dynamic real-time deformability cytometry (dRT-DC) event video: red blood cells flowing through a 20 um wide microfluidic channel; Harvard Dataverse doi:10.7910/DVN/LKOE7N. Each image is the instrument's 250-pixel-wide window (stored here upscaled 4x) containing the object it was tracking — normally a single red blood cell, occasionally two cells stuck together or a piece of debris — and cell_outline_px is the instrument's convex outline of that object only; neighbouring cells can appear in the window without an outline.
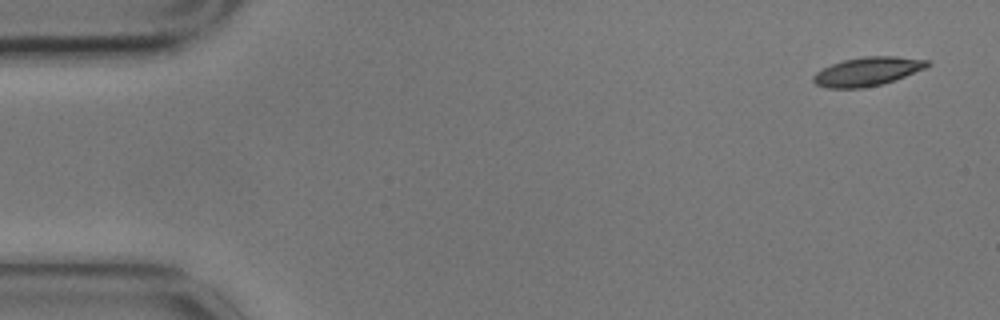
{"species": "common noctule bat (a hibernating species)", "species_latin": "Nyctalus noctula", "temperature_condition": "cold", "stored_images_in_passage": 7, "camera_frame_rate_fps": 3000, "um_per_image_px": 0.085, "animal": {"sex": "male", "body_mass_g": 17.9}, "frame": {"image": 1, "passage_image": 1, "time_ms": 0.0, "image_size_px": [1000, 320], "cell_outline_px": [[932, 64], [924, 68], [904, 76], [880, 84], [864, 88], [828, 88], [816, 84], [812, 80], [812, 76], [816, 72], [832, 64], [844, 60], [864, 56], [896, 56], [932, 60]], "centroid_in_image_um": [73.74, 6.06], "position_along_channel_um": 11.3, "area_um2": 18.96}}
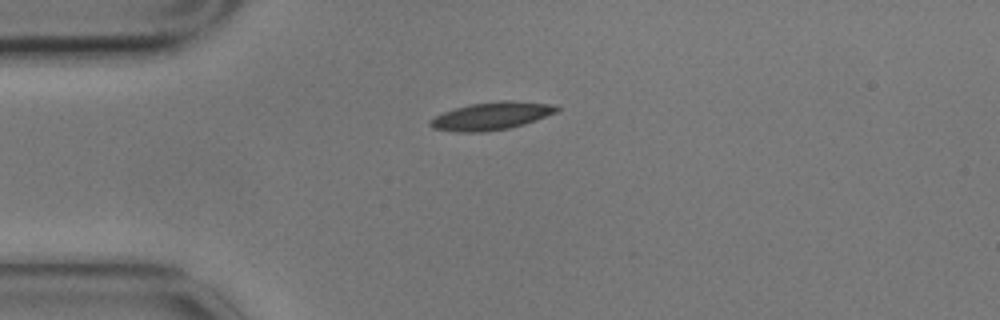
{"frame": {"image": 2, "passage_image": 4, "time_ms": 1.0, "image_size_px": [1000, 320], "cell_outline_px": [[560, 108], [556, 112], [536, 120], [524, 124], [508, 128], [484, 132], [456, 132], [432, 128], [428, 124], [428, 120], [444, 112], [456, 108], [472, 104], [500, 100], [512, 100], [552, 104]], "centroid_in_image_um": [41.75, 9.86], "position_along_channel_um": 43.2, "area_um2": 20.4}}